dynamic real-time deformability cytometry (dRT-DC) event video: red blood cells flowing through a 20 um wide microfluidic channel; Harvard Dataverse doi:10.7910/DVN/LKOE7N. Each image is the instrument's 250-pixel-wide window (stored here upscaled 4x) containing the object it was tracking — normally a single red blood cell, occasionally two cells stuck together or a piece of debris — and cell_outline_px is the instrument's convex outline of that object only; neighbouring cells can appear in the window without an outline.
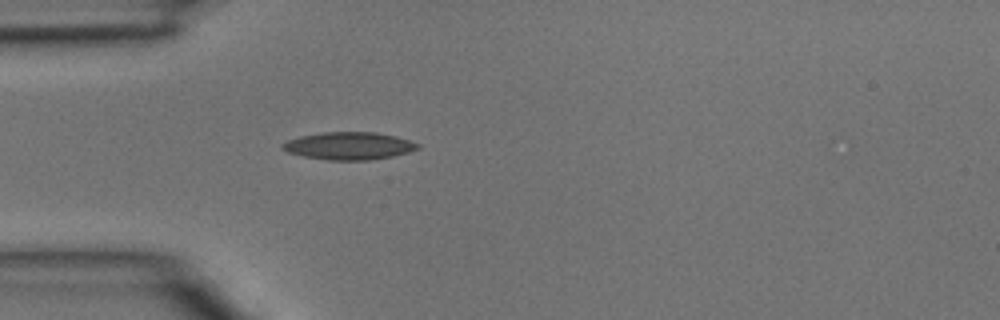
{"species": "common noctule bat (a hibernating species)", "species_latin": "Nyctalus noctula", "temperature_condition": "room temperature", "stored_images_in_passage": 3, "camera_frame_rate_fps": 3000, "um_per_image_px": 0.085, "animal": {"sex": "male", "body_mass_g": 15.6}, "frame": {"image": 1, "passage_image": 3, "time_ms": 0.667, "image_size_px": [1000, 320], "cell_outline_px": [[420, 148], [408, 152], [392, 156], [368, 160], [328, 160], [304, 156], [288, 152], [280, 148], [280, 144], [288, 140], [300, 136], [324, 132], [376, 132], [396, 136], [420, 144]], "centroid_in_image_um": [29.65, 12.39], "position_along_channel_um": 55.4, "area_um2": 21.68}}